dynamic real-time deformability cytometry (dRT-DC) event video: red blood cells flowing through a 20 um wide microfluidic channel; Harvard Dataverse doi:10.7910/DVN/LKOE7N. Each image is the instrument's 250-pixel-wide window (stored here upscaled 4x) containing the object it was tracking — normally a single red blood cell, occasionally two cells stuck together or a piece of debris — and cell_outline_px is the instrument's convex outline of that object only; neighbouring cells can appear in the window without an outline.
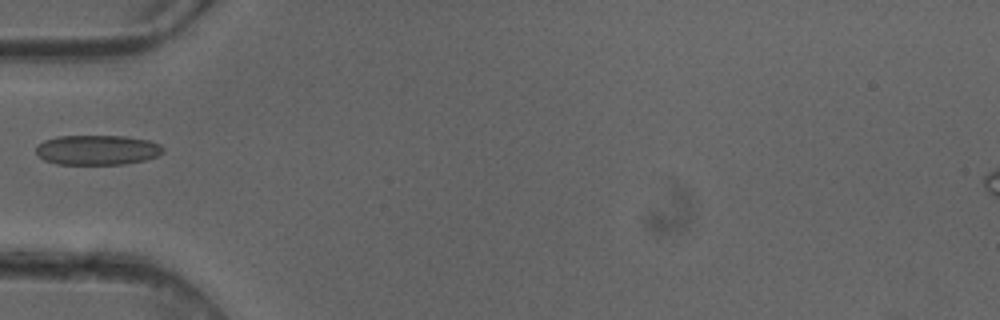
{"species": "common noctule bat (a hibernating species)", "species_latin": "Nyctalus noctula", "temperature_condition": "cold", "stored_images_in_passage": 5, "camera_frame_rate_fps": 3000, "um_per_image_px": 0.085, "animal": {"sex": "female"}, "frame": {"image": 1, "passage_image": 5, "time_ms": 1.333, "image_size_px": [1000, 320], "cell_outline_px": [[164, 152], [156, 156], [144, 160], [124, 164], [56, 164], [44, 160], [36, 152], [36, 148], [44, 140], [56, 136], [124, 136], [148, 140], [160, 144], [164, 148]], "centroid_in_image_um": [8.28, 12.74], "position_along_channel_um": 76.7, "area_um2": 22.08}}